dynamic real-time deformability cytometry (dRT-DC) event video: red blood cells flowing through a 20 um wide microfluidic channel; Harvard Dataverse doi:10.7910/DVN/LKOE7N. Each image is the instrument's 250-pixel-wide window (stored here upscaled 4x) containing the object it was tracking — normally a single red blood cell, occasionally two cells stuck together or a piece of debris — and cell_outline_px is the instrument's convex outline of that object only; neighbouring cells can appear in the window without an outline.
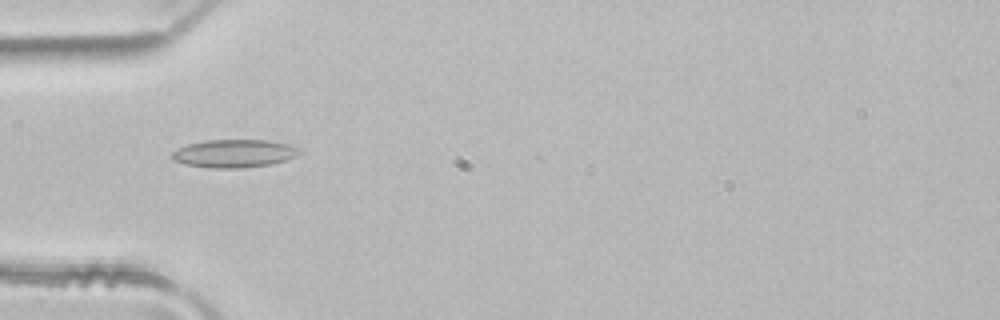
{"species": "common noctule bat (a hibernating species)", "species_latin": "Nyctalus noctula", "temperature_condition": "room temperature", "stored_images_in_passage": 5, "camera_frame_rate_fps": 3000, "um_per_image_px": 0.085, "animal": {"sex": "male", "body_mass_g": 21.5, "forearm_length_mm": 52.0}, "frame": {"image": 1, "passage_image": 4, "time_ms": 1.0, "image_size_px": [1000, 320], "cell_outline_px": [[300, 152], [296, 156], [272, 164], [240, 168], [212, 168], [184, 164], [172, 160], [168, 156], [172, 152], [188, 144], [204, 140], [268, 140], [288, 144], [300, 148]], "centroid_in_image_um": [19.87, 13.04], "position_along_channel_um": 65.1, "area_um2": 20.87}}
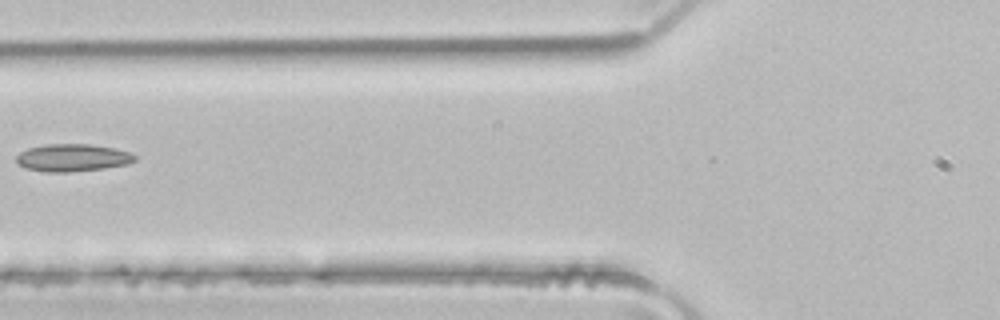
{"frame": {"image": 2, "passage_image": 5, "time_ms": 1.333, "image_size_px": [1000, 320], "cell_outline_px": [[136, 160], [128, 164], [104, 168], [68, 172], [44, 172], [24, 168], [16, 164], [16, 156], [20, 152], [28, 148], [48, 144], [88, 144], [112, 148], [128, 152], [136, 156]], "centroid_in_image_um": [6.11, 13.41], "position_along_channel_um": 119.7, "area_um2": 18.96}}